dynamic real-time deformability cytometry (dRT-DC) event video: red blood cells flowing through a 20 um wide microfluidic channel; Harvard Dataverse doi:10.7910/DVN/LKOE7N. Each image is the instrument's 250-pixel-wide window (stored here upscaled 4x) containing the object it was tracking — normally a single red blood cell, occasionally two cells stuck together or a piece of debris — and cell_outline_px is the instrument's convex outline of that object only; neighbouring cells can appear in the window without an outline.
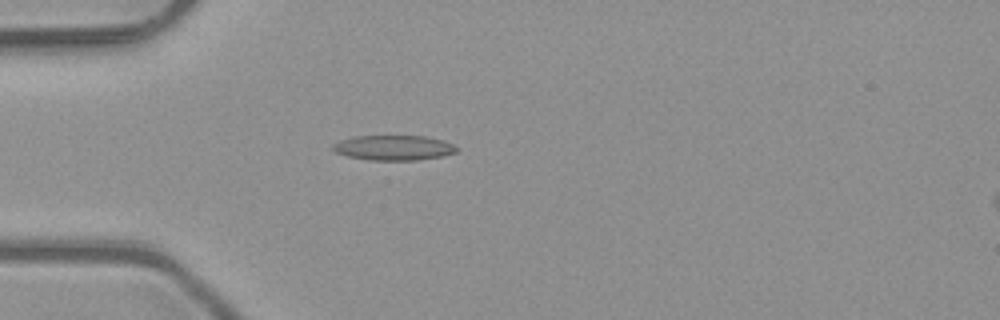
{"species": "common noctule bat (a hibernating species)", "species_latin": "Nyctalus noctula", "temperature_condition": "room temperature", "stored_images_in_passage": 4, "camera_frame_rate_fps": 3000, "um_per_image_px": 0.085, "animal": {"sex": "male", "body_mass_g": 23.1, "forearm_length_mm": 52.7}, "frame": {"image": 1, "passage_image": 3, "time_ms": 0.667, "image_size_px": [1000, 320], "cell_outline_px": [[460, 148], [456, 152], [440, 156], [416, 160], [368, 160], [348, 156], [336, 152], [332, 148], [332, 144], [340, 140], [356, 136], [424, 136], [444, 140]], "centroid_in_image_um": [33.47, 12.55], "position_along_channel_um": 51.5, "area_um2": 17.98}}